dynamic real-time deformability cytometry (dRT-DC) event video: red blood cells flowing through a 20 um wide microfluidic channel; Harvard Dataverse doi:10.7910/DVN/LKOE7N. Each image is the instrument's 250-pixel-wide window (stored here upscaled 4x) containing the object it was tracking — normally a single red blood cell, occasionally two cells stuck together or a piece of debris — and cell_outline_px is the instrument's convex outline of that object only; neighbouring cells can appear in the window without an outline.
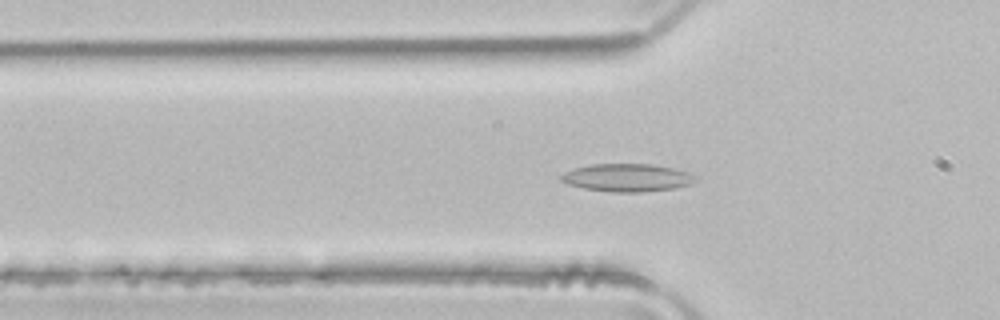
{"species": "common noctule bat (a hibernating species)", "species_latin": "Nyctalus noctula", "temperature_condition": "room temperature", "stored_images_in_passage": 51, "camera_frame_rate_fps": 3000, "um_per_image_px": 0.085, "animal": {"sex": "male", "body_mass_g": 21.5, "forearm_length_mm": 52.0}, "frame": {"image": 1, "passage_image": 16, "time_ms": 5.0, "image_size_px": [1000, 320], "cell_outline_px": [[700, 180], [692, 184], [676, 188], [644, 192], [612, 192], [584, 188], [568, 184], [560, 180], [560, 176], [564, 172], [576, 168], [592, 164], [652, 164], [672, 168], [688, 172], [696, 176]], "centroid_in_image_um": [53.36, 15.11], "position_along_channel_um": 72.4, "area_um2": 21.91}}
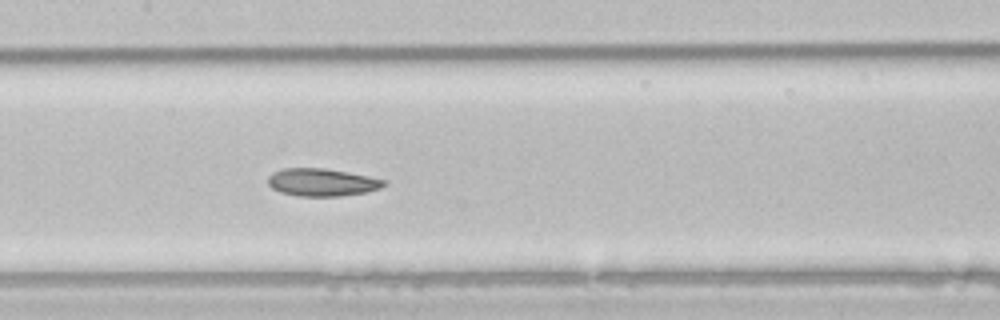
{"frame": {"image": 2, "passage_image": 24, "time_ms": 7.667, "image_size_px": [1000, 320], "cell_outline_px": [[388, 184], [380, 188], [368, 192], [340, 196], [296, 196], [280, 192], [272, 188], [268, 184], [268, 176], [272, 172], [284, 168], [324, 168], [348, 172], [388, 180]], "centroid_in_image_um": [27.39, 15.5], "position_along_channel_um": 180.0, "area_um2": 18.9}}
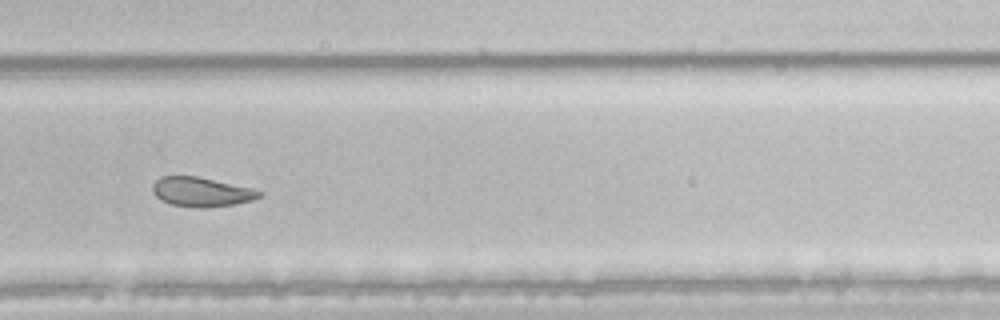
{"frame": {"image": 3, "passage_image": 34, "time_ms": 11.0, "image_size_px": [1000, 320], "cell_outline_px": [[264, 192], [260, 196], [252, 200], [236, 204], [208, 208], [204, 208], [172, 204], [156, 196], [152, 192], [152, 184], [160, 176], [196, 176], [252, 188]], "centroid_in_image_um": [17.13, 16.31], "position_along_channel_um": 312.7, "area_um2": 18.15}, "authors_computed_cell_mechanics": {"area_um2": 21.3282, "velocity_mm_per_s": 4.0016, "shape_relaxation_time_tau1_ms": null, "shape_relaxation_time_tau2_ms": 2.4887, "deformation_change_tau1": null, "deformation_change_tau2": 0.0916}}